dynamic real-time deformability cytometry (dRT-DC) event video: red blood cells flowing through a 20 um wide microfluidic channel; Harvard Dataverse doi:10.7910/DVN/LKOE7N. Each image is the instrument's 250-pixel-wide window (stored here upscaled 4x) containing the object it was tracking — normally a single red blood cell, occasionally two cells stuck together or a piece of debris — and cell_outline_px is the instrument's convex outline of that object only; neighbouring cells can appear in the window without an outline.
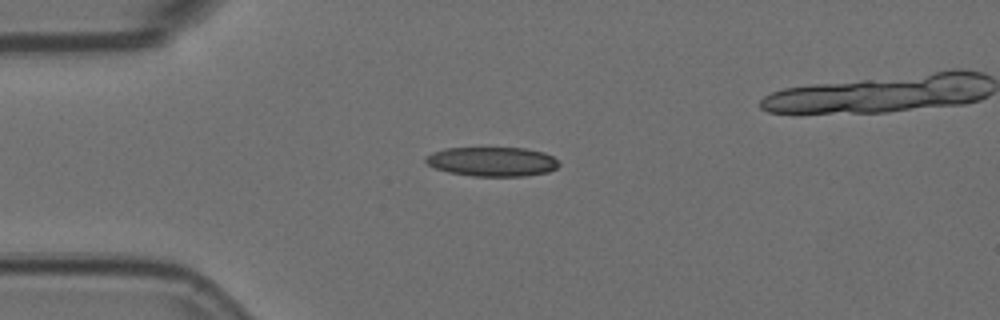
{"species": "Egyptian fruit bat (a non-hibernating species)", "species_latin": "Rousettus aegyptiacus", "temperature_condition": "room temperature", "stored_images_in_passage": 11, "camera_frame_rate_fps": 3000, "um_per_image_px": 0.085, "animal": {"sex": "female"}, "frame": {"image": 1, "passage_image": 4, "time_ms": 1.0, "image_size_px": [1000, 320], "cell_outline_px": [[560, 164], [556, 168], [548, 172], [524, 176], [472, 176], [448, 172], [436, 168], [428, 164], [424, 160], [424, 156], [432, 152], [444, 148], [524, 148], [544, 152], [552, 156]], "centroid_in_image_um": [41.81, 13.73], "position_along_channel_um": 43.2, "area_um2": 22.83}}
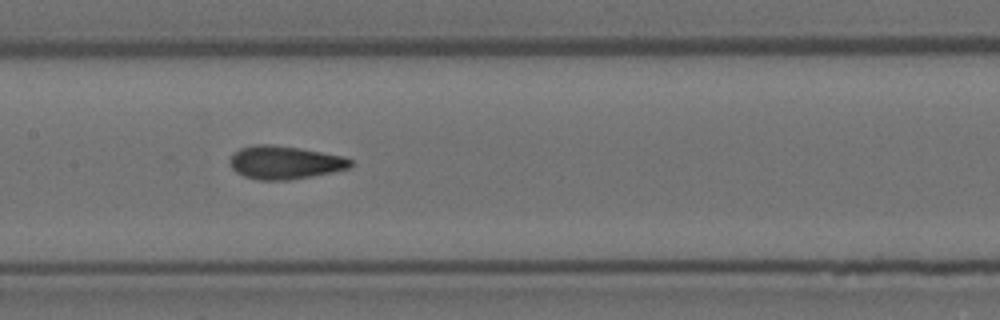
{"frame": {"image": 2, "passage_image": 8, "time_ms": 2.333, "image_size_px": [1000, 320], "cell_outline_px": [[352, 168], [312, 176], [288, 180], [260, 180], [244, 176], [236, 172], [232, 168], [232, 156], [240, 148], [256, 144], [272, 144], [344, 156], [352, 160]], "centroid_in_image_um": [24.25, 13.82], "position_along_channel_um": 183.2, "area_um2": 23.06}}
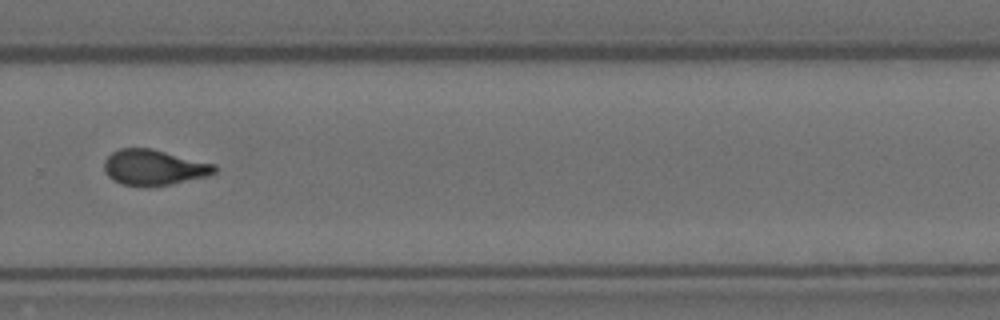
{"frame": {"image": 3, "passage_image": 11, "time_ms": 3.333, "image_size_px": [1000, 320], "cell_outline_px": [[216, 172], [204, 176], [172, 184], [124, 184], [112, 180], [108, 176], [104, 168], [104, 160], [112, 152], [120, 148], [152, 148], [216, 164]], "centroid_in_image_um": [13.08, 14.19], "position_along_channel_um": 316.7, "area_um2": 22.37}}